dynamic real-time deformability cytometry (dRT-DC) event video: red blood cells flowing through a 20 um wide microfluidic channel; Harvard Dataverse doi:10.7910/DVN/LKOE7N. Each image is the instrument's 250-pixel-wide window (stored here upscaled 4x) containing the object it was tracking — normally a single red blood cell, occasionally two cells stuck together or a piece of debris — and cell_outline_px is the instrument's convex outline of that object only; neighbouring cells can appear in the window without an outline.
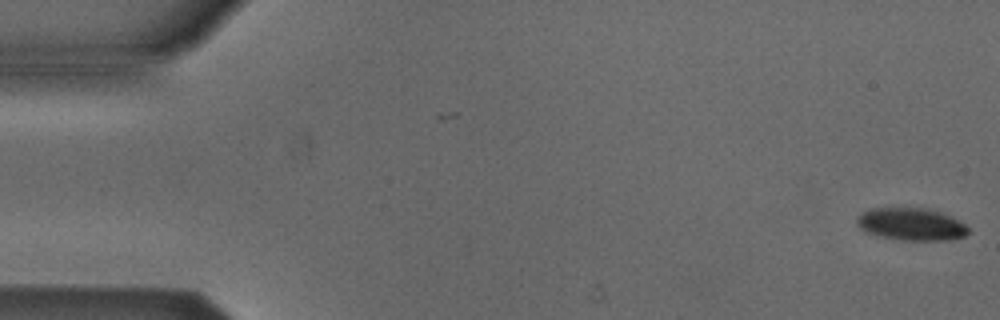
{"species": "Egyptian fruit bat (a non-hibernating species)", "species_latin": "Rousettus aegyptiacus", "temperature_condition": "cold", "stored_images_in_passage": 2, "camera_frame_rate_fps": 3000, "um_per_image_px": 0.085, "animal": {"sex": "male"}, "frame": {"image": 1, "passage_image": 2, "time_ms": 1.333, "image_size_px": [1000, 320], "cell_outline_px": [[968, 232], [964, 236], [952, 240], [900, 240], [876, 236], [864, 232], [856, 224], [856, 220], [868, 208], [928, 208], [940, 212], [960, 220], [968, 228]], "centroid_in_image_um": [77.44, 19.06], "position_along_channel_um": 7.6, "area_um2": 21.21}}